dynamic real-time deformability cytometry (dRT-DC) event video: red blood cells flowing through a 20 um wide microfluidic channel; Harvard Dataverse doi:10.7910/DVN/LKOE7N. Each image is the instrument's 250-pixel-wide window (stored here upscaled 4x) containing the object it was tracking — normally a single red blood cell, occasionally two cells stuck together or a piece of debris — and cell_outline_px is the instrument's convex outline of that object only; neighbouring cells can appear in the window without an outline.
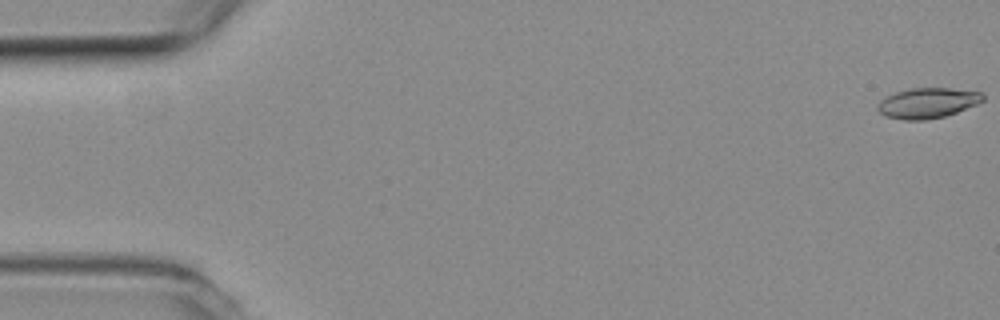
{"species": "common noctule bat (a hibernating species)", "species_latin": "Nyctalus noctula", "temperature_condition": "room temperature", "stored_images_in_passage": 55, "camera_frame_rate_fps": 3000, "um_per_image_px": 0.085, "animal": {"sex": "female", "body_mass_g": 19.3, "forearm_length_mm": 54.1}, "frame": {"image": 1, "passage_image": 1, "time_ms": 0.0, "image_size_px": [1000, 320], "cell_outline_px": [[984, 100], [976, 104], [956, 112], [944, 116], [924, 120], [904, 120], [888, 116], [880, 112], [876, 108], [880, 100], [896, 92], [912, 88], [948, 88], [980, 92], [984, 96]], "centroid_in_image_um": [78.84, 8.75], "position_along_channel_um": 6.2, "area_um2": 18.26}}
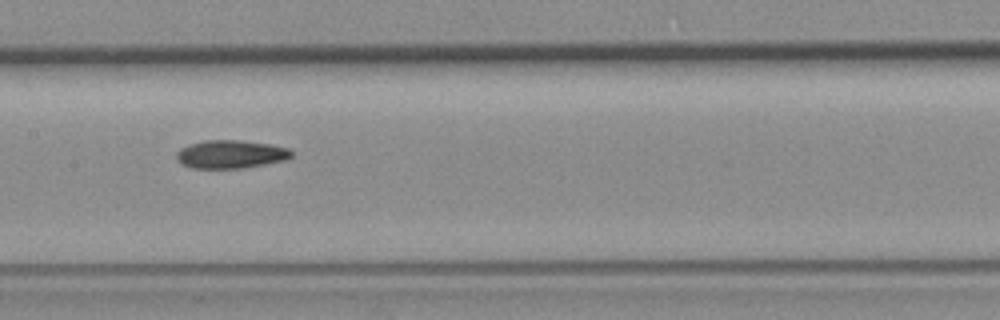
{"frame": {"image": 2, "passage_image": 27, "time_ms": 8.667, "image_size_px": [1000, 320], "cell_outline_px": [[292, 156], [284, 160], [244, 168], [192, 168], [180, 164], [176, 160], [176, 152], [180, 148], [188, 144], [204, 140], [240, 140], [268, 144], [288, 148], [292, 152]], "centroid_in_image_um": [19.54, 13.11], "position_along_channel_um": 187.9, "area_um2": 18.96}}
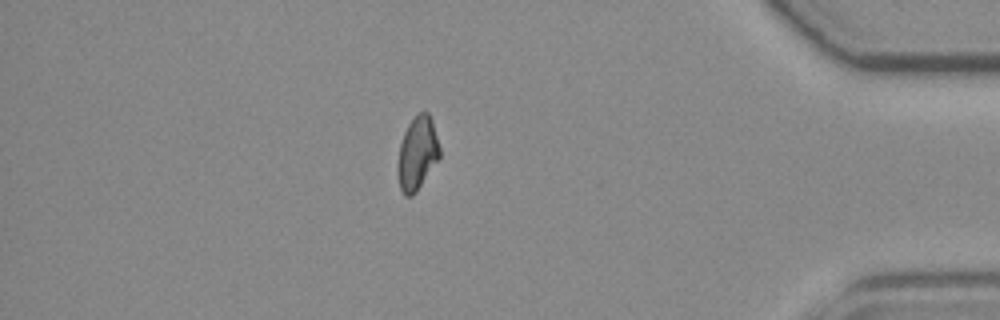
{"frame": {"image": 3, "passage_image": 47, "time_ms": 15.333, "image_size_px": [1000, 320], "cell_outline_px": [[440, 156], [416, 192], [412, 196], [404, 196], [400, 188], [396, 172], [396, 168], [400, 144], [404, 132], [408, 124], [420, 112], [428, 112], [432, 120], [440, 148]], "centroid_in_image_um": [35.44, 13.05], "position_along_channel_um": 399.8, "area_um2": 17.86}}